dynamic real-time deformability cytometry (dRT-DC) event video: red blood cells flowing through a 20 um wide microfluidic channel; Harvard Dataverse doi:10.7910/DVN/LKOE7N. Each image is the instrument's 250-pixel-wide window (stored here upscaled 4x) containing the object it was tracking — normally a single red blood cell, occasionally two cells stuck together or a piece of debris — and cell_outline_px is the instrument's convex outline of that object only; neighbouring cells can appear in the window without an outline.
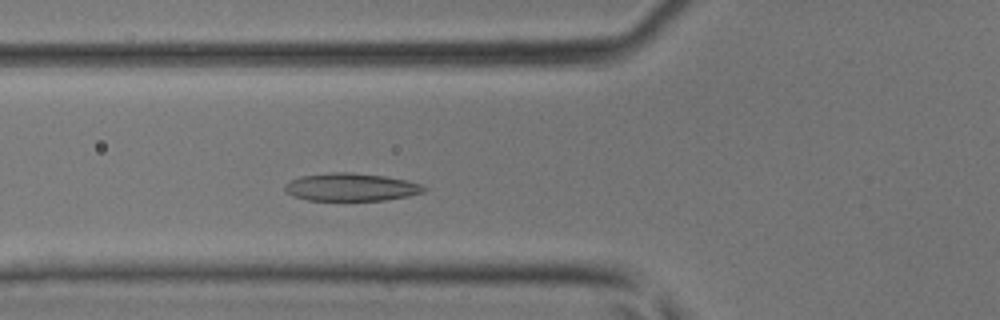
{"species": "common noctule bat (a hibernating species)", "species_latin": "Nyctalus noctula", "temperature_condition": "room temperature", "stored_images_in_passage": 33, "camera_frame_rate_fps": 3000, "um_per_image_px": 0.085, "animal": {"sex": "male", "body_mass_g": 17.9, "forearm_length_mm": 54.2}, "frame": {"image": 1, "passage_image": 5, "time_ms": 1.333, "image_size_px": [1000, 320], "cell_outline_px": [[428, 188], [424, 192], [408, 196], [384, 200], [308, 200], [292, 196], [284, 188], [284, 184], [300, 176], [332, 172], [352, 172], [384, 176], [408, 180], [420, 184]], "centroid_in_image_um": [29.85, 15.9], "position_along_channel_um": 95.9, "area_um2": 22.54}}
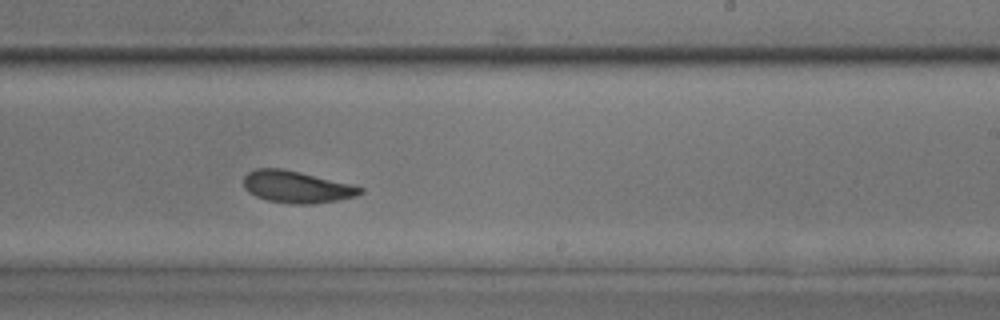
{"frame": {"image": 2, "passage_image": 16, "time_ms": 5.0, "image_size_px": [1000, 320], "cell_outline_px": [[364, 192], [356, 196], [340, 200], [316, 204], [288, 204], [268, 200], [256, 196], [248, 192], [244, 188], [244, 176], [248, 172], [256, 168], [280, 168], [300, 172], [352, 184], [364, 188]], "centroid_in_image_um": [25.23, 15.89], "position_along_channel_um": 263.8, "area_um2": 21.91}}
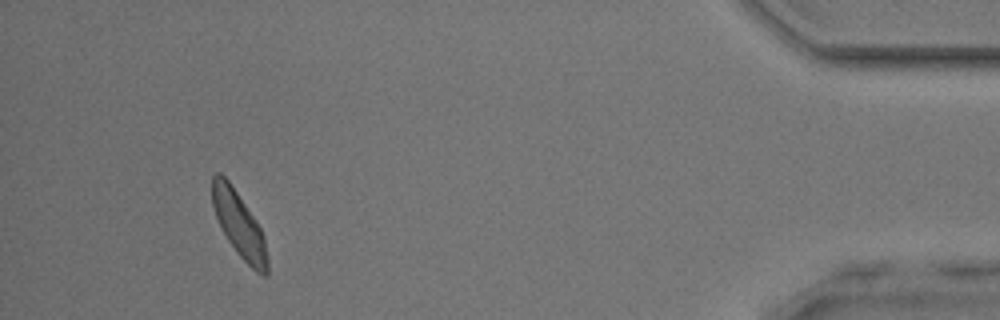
{"frame": {"image": 3, "passage_image": 30, "time_ms": 9.667, "image_size_px": [1000, 320], "cell_outline_px": [[268, 276], [264, 276], [256, 272], [236, 252], [228, 240], [216, 216], [212, 204], [212, 176], [216, 172], [220, 172], [228, 180], [256, 220], [264, 236], [268, 260]], "centroid_in_image_um": [20.33, 19.1], "position_along_channel_um": 414.9, "area_um2": 20.75}}